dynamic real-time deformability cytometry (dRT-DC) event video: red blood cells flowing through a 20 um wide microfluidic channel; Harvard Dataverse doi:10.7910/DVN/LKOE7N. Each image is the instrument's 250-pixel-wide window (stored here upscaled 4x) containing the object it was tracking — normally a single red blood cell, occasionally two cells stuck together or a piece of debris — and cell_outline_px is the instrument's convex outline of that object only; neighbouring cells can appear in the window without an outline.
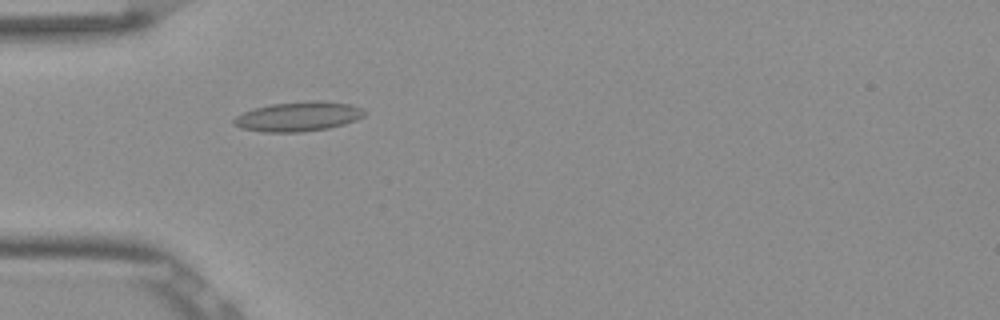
{"species": "Egyptian fruit bat (a non-hibernating species)", "species_latin": "Rousettus aegyptiacus", "temperature_condition": "room temperature", "stored_images_in_passage": 37, "camera_frame_rate_fps": 3000, "um_per_image_px": 0.085, "frame": {"image": 1, "passage_image": 1, "time_ms": 0.0, "image_size_px": [1000, 320], "cell_outline_px": [[368, 112], [364, 116], [356, 120], [344, 124], [328, 128], [300, 132], [264, 132], [240, 128], [232, 124], [232, 120], [236, 116], [244, 112], [256, 108], [272, 104], [312, 100], [348, 104], [364, 108]], "centroid_in_image_um": [25.36, 9.91], "position_along_channel_um": 59.6, "area_um2": 22.48}}
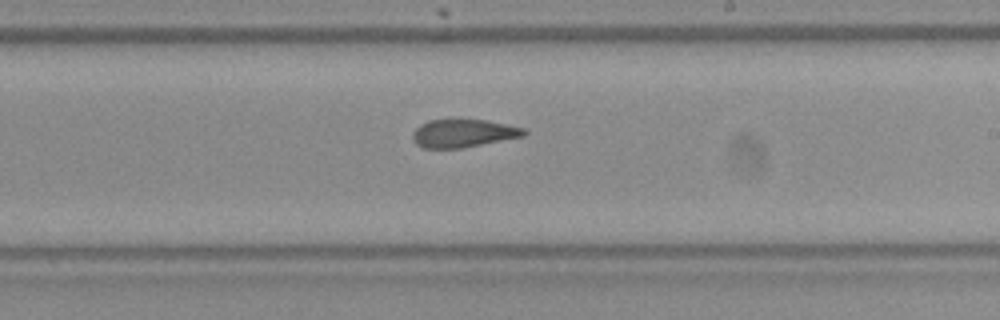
{"frame": {"image": 2, "passage_image": 16, "time_ms": 5.0, "image_size_px": [1000, 320], "cell_outline_px": [[528, 132], [524, 136], [460, 148], [424, 148], [416, 144], [412, 140], [412, 132], [420, 124], [428, 120], [484, 120], [524, 128]], "centroid_in_image_um": [39.33, 11.33], "position_along_channel_um": 249.7, "area_um2": 17.98}}
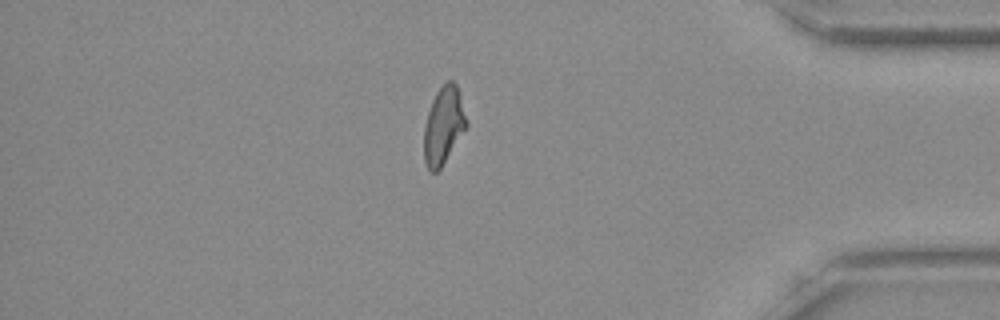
{"frame": {"image": 3, "passage_image": 30, "time_ms": 9.667, "image_size_px": [1000, 320], "cell_outline_px": [[468, 124], [440, 168], [436, 172], [428, 172], [424, 160], [424, 128], [428, 112], [432, 100], [436, 92], [448, 80], [452, 80], [456, 84]], "centroid_in_image_um": [37.67, 10.68], "position_along_channel_um": 397.5, "area_um2": 18.73}, "authors_computed_cell_mechanics": {"area_um2": 19.1896, "velocity_mm_per_s": 3.8529, "shape_relaxation_time_tau1_ms": null, "shape_relaxation_time_tau2_ms": 1.5438, "deformation_change_tau1": null, "deformation_change_tau2": 0.0897}}